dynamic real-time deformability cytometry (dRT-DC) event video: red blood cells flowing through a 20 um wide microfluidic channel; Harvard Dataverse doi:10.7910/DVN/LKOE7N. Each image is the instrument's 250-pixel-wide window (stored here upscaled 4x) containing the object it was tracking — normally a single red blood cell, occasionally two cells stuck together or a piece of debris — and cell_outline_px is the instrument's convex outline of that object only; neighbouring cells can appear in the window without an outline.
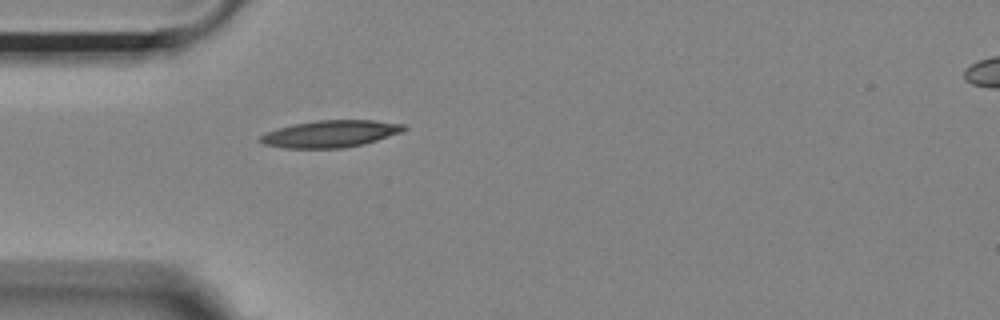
{"species": "Egyptian fruit bat (a non-hibernating species)", "species_latin": "Rousettus aegyptiacus", "temperature_condition": "room temperature", "stored_images_in_passage": 39, "camera_frame_rate_fps": 3000, "um_per_image_px": 0.085, "animal": {"sex": "female"}, "frame": {"image": 1, "passage_image": 1, "time_ms": 0.0, "image_size_px": [1000, 320], "cell_outline_px": [[408, 128], [400, 132], [364, 144], [344, 148], [284, 148], [264, 144], [256, 140], [260, 136], [276, 128], [292, 124], [316, 120], [372, 120], [404, 124]], "centroid_in_image_um": [28.04, 11.37], "position_along_channel_um": 57.0, "area_um2": 22.6}}
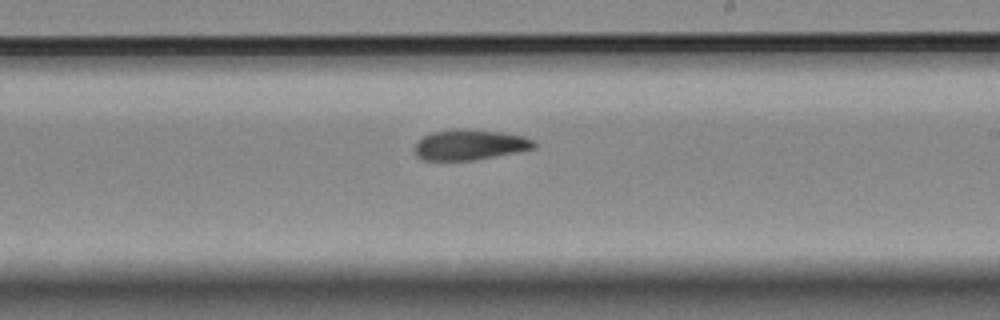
{"frame": {"image": 2, "passage_image": 17, "time_ms": 5.333, "image_size_px": [1000, 320], "cell_outline_px": [[536, 148], [520, 152], [472, 160], [420, 160], [412, 152], [412, 148], [416, 140], [432, 132], [460, 128], [468, 128], [500, 132], [524, 136], [532, 140], [536, 144]], "centroid_in_image_um": [39.87, 12.3], "position_along_channel_um": 249.1, "area_um2": 21.62}}
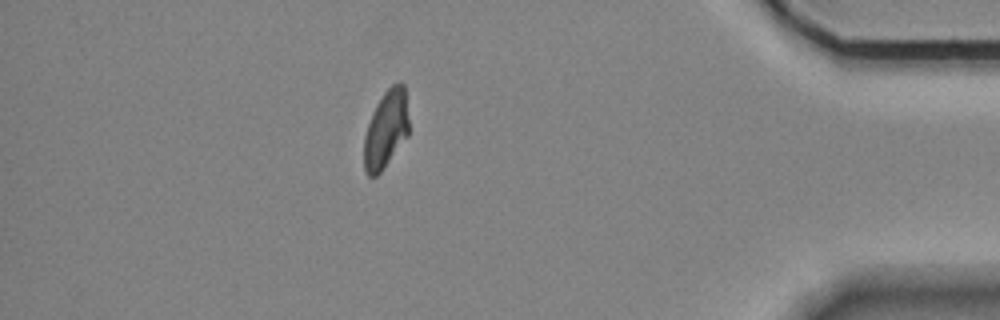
{"frame": {"image": 3, "passage_image": 33, "time_ms": 10.667, "image_size_px": [1000, 320], "cell_outline_px": [[408, 136], [380, 172], [376, 176], [368, 176], [364, 168], [364, 136], [372, 112], [376, 104], [384, 92], [392, 84], [400, 80], [404, 84], [408, 120]], "centroid_in_image_um": [32.8, 10.97], "position_along_channel_um": 402.4, "area_um2": 20.23}}